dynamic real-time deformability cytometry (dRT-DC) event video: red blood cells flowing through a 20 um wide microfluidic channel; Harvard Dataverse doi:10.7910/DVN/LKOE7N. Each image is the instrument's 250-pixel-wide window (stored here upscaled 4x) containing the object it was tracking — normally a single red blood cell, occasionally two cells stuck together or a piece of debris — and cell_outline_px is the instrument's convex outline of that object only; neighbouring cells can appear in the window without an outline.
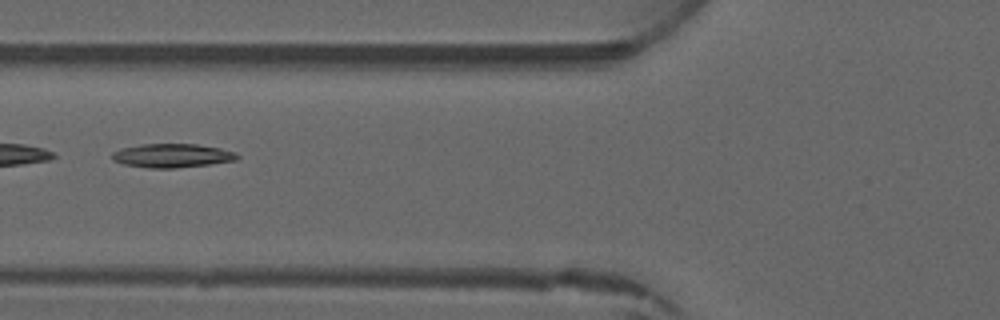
{"species": "common noctule bat (a hibernating species)", "species_latin": "Nyctalus noctula", "temperature_condition": "warm", "stored_images_in_passage": 5, "camera_frame_rate_fps": 3000, "um_per_image_px": 0.085, "animal": {"sex": "male", "forearm_length_mm": 52.5}, "frame": {"image": 1, "passage_image": 4, "time_ms": 4.667, "image_size_px": [1000, 320], "cell_outline_px": [[240, 156], [236, 160], [208, 164], [176, 168], [148, 168], [124, 164], [112, 160], [112, 152], [120, 148], [140, 144], [196, 144], [220, 148], [236, 152]], "centroid_in_image_um": [14.61, 13.22], "position_along_channel_um": 111.2, "area_um2": 17.4}}
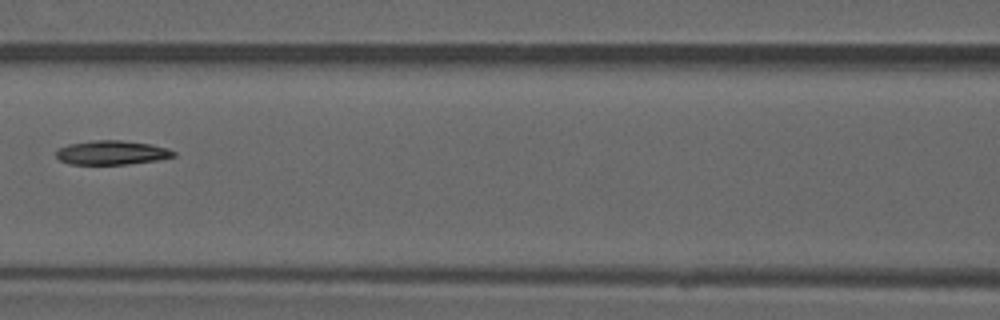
{"frame": {"image": 2, "passage_image": 5, "time_ms": 5.667, "image_size_px": [1000, 320], "cell_outline_px": [[176, 156], [156, 160], [128, 164], [72, 164], [60, 160], [56, 156], [56, 152], [60, 148], [68, 144], [92, 140], [120, 140], [152, 144], [168, 148], [176, 152]], "centroid_in_image_um": [9.53, 12.96], "position_along_channel_um": 157.1, "area_um2": 16.47}}